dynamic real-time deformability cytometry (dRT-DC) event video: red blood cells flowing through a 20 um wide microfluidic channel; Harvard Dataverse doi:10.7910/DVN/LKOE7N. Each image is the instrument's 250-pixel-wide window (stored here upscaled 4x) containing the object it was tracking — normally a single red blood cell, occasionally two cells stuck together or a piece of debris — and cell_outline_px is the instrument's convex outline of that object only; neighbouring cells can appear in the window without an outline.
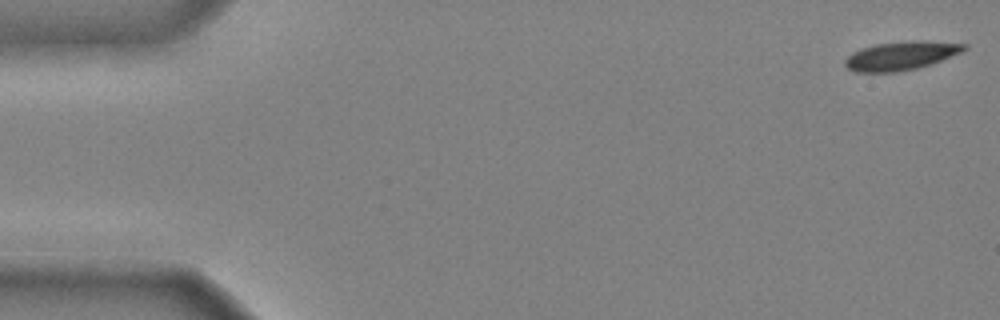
{"species": "common noctule bat (a hibernating species)", "species_latin": "Nyctalus noctula", "temperature_condition": "cold", "stored_images_in_passage": 44, "camera_frame_rate_fps": 3000, "um_per_image_px": 0.085, "animal": {"sex": "male", "body_mass_g": 20.4}, "frame": {"image": 1, "passage_image": 1, "time_ms": 0.0, "image_size_px": [1000, 320], "cell_outline_px": [[968, 48], [960, 52], [932, 64], [916, 68], [896, 72], [856, 72], [848, 68], [844, 64], [844, 60], [852, 52], [876, 44], [912, 40], [924, 40], [968, 44]], "centroid_in_image_um": [76.6, 4.73], "position_along_channel_um": 8.4, "area_um2": 19.83}}
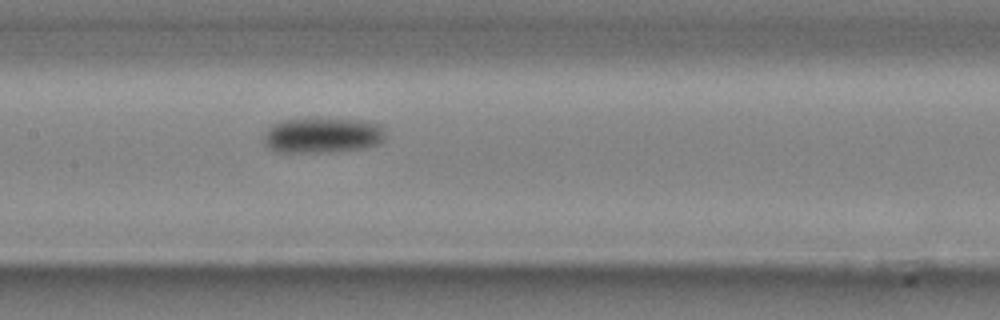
{"frame": {"image": 2, "passage_image": 24, "time_ms": 7.667, "image_size_px": [1000, 320], "cell_outline_px": [[384, 140], [380, 144], [364, 148], [332, 152], [276, 152], [268, 148], [264, 144], [264, 132], [272, 124], [280, 120], [368, 120], [380, 124], [384, 136]], "centroid_in_image_um": [27.4, 11.53], "position_along_channel_um": 180.0, "area_um2": 24.97}}
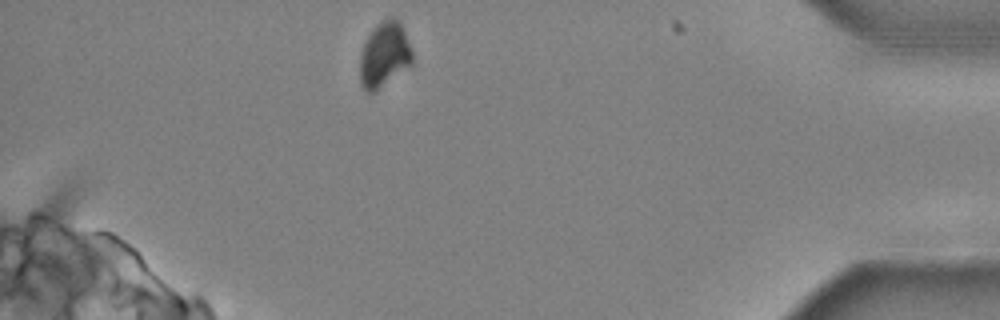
{"frame": {"image": 3, "passage_image": 44, "time_ms": 14.333, "image_size_px": [1000, 320], "cell_outline_px": [[412, 64], [372, 92], [364, 92], [360, 84], [360, 56], [364, 44], [368, 36], [388, 16], [400, 20], [412, 52]], "centroid_in_image_um": [32.66, 4.66], "position_along_channel_um": 402.5, "area_um2": 19.36}, "authors_computed_cell_mechanics": {"area_um2": 22.6287, "velocity_mm_per_s": 3.9459, "shape_relaxation_time_tau1_ms": 2.7056, "shape_relaxation_time_tau2_ms": null, "deformation_change_tau1": 0.0978, "deformation_change_tau2": null}}